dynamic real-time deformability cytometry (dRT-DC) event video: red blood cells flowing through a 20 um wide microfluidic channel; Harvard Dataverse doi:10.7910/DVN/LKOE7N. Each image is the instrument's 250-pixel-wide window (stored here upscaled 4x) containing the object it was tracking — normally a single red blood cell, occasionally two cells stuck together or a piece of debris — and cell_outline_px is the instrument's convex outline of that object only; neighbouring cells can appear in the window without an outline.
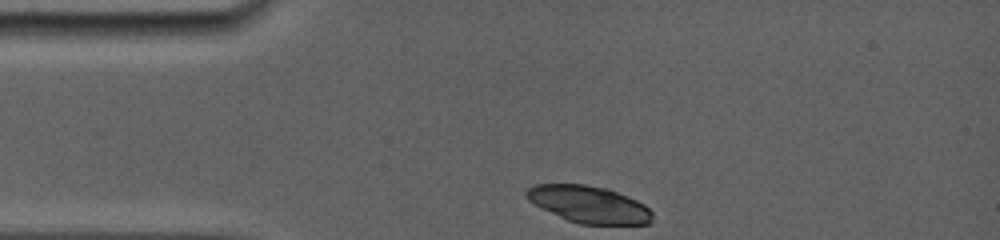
{"species": "common noctule bat (a hibernating species)", "species_latin": "Nyctalus noctula", "temperature_condition": "room temperature", "stored_images_in_passage": 6, "camera_frame_rate_fps": 5000, "um_per_image_px": 0.085, "animal": {"sex": "female", "body_mass_g": 19.0, "forearm_length_mm": 56.7}, "frame": {"image": 1, "passage_image": 1, "time_ms": 0.0, "image_size_px": [1000, 240], "cell_outline_px": [[652, 220], [648, 224], [580, 224], [568, 220], [528, 200], [524, 192], [528, 188], [536, 184], [584, 184], [608, 188], [636, 200], [644, 204], [652, 212]], "centroid_in_image_um": [50.08, 17.36], "position_along_channel_um": 34.9, "area_um2": 26.82}}